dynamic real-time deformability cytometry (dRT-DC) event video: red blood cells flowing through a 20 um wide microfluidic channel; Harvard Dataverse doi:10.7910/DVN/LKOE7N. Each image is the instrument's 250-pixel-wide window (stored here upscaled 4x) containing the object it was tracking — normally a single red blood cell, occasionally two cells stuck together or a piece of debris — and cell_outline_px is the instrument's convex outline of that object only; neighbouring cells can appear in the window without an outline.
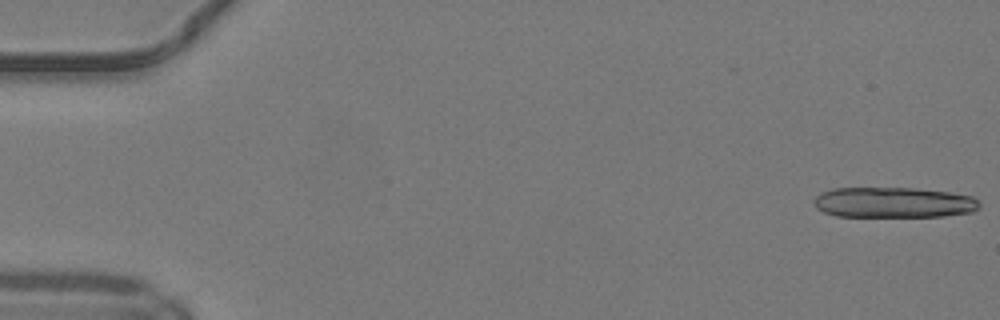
{"species": "common noctule bat (a hibernating species)", "species_latin": "Nyctalus noctula", "temperature_condition": "warm", "stored_images_in_passage": 14, "camera_frame_rate_fps": 3000, "um_per_image_px": 0.085, "animal": {"sex": "male", "body_mass_g": 19.2, "forearm_length_mm": 51.8}, "frame": {"image": 1, "passage_image": 1, "time_ms": 0.0, "image_size_px": [1000, 320], "cell_outline_px": [[980, 208], [972, 212], [944, 216], [836, 216], [824, 212], [816, 208], [812, 200], [816, 196], [832, 188], [916, 188], [948, 192], [972, 196], [980, 204]], "centroid_in_image_um": [75.95, 17.21], "position_along_channel_um": 9.0, "area_um2": 29.42}}